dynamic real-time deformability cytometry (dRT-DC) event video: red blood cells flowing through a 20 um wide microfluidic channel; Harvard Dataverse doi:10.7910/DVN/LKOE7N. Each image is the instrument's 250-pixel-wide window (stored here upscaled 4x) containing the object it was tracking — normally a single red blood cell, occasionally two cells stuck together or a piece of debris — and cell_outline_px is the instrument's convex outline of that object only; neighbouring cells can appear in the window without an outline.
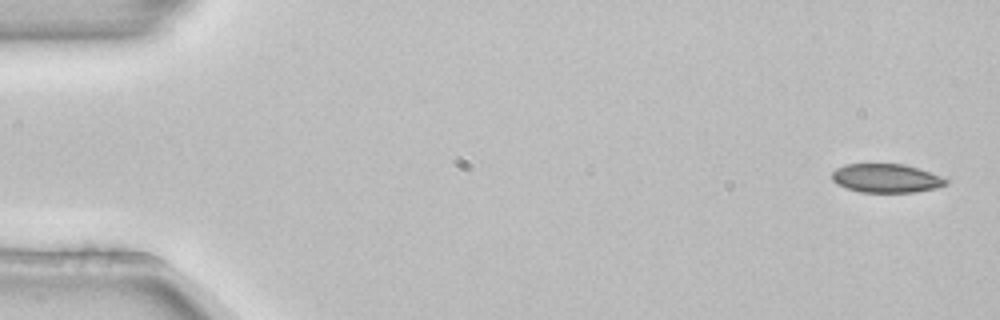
{"species": "common noctule bat (a hibernating species)", "species_latin": "Nyctalus noctula", "temperature_condition": "room temperature", "stored_images_in_passage": 5, "camera_frame_rate_fps": 3000, "um_per_image_px": 0.085, "animal": {"sex": "female", "body_mass_g": 22.7, "forearm_length_mm": 54.2}, "frame": {"image": 1, "passage_image": 1, "time_ms": 0.0, "image_size_px": [1000, 320], "cell_outline_px": [[948, 184], [936, 188], [916, 192], [860, 192], [836, 184], [832, 180], [832, 172], [836, 168], [844, 164], [904, 164], [940, 176], [948, 180]], "centroid_in_image_um": [75.3, 15.15], "position_along_channel_um": 9.7, "area_um2": 19.02}}
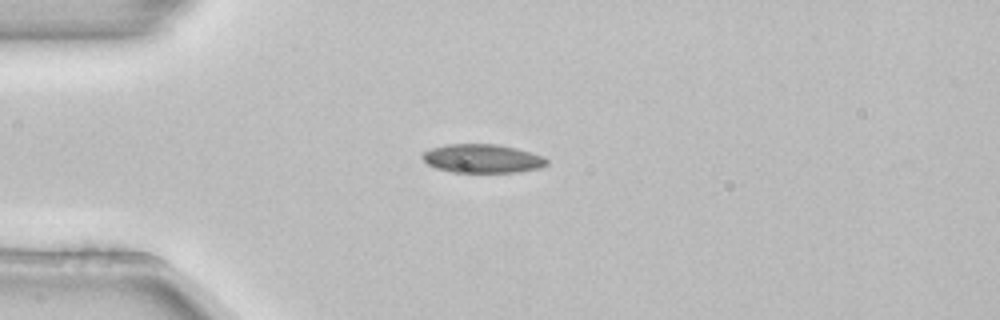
{"frame": {"image": 2, "passage_image": 4, "time_ms": 1.0, "image_size_px": [1000, 320], "cell_outline_px": [[548, 164], [540, 168], [516, 172], [452, 172], [436, 168], [428, 164], [420, 156], [424, 152], [432, 148], [448, 144], [500, 144], [532, 152], [544, 156], [548, 160]], "centroid_in_image_um": [41.03, 13.47], "position_along_channel_um": 44.0, "area_um2": 20.87}}